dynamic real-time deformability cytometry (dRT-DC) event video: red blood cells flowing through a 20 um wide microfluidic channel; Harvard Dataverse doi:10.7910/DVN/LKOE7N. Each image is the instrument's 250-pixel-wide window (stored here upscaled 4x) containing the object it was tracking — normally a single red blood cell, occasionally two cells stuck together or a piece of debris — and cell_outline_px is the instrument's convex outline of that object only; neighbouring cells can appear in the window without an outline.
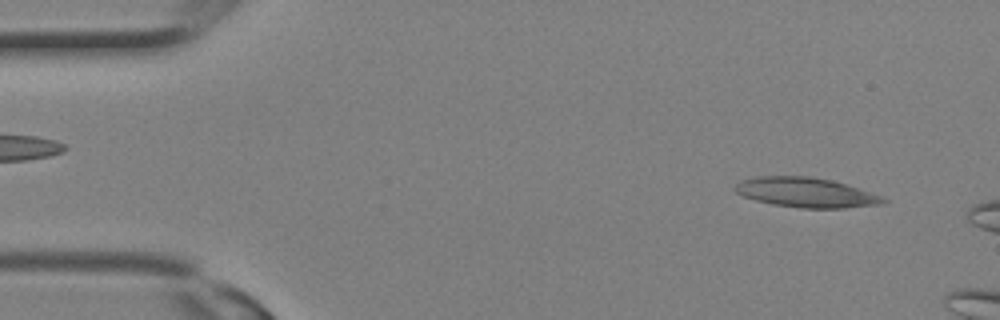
{"species": "Egyptian fruit bat (a non-hibernating species)", "species_latin": "Rousettus aegyptiacus", "temperature_condition": "room temperature", "stored_images_in_passage": 5, "camera_frame_rate_fps": 3000, "um_per_image_px": 0.085, "animal": {"sex": "female"}, "frame": {"image": 1, "passage_image": 2, "time_ms": 0.333, "image_size_px": [1000, 320], "cell_outline_px": [[888, 200], [884, 204], [844, 208], [800, 208], [772, 204], [756, 200], [744, 196], [736, 192], [732, 188], [740, 180], [756, 176], [812, 176], [832, 180], [884, 196]], "centroid_in_image_um": [68.52, 16.36], "position_along_channel_um": 16.5, "area_um2": 25.89}}